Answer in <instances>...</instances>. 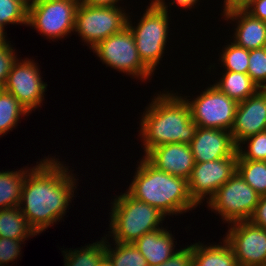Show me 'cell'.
<instances>
[{
	"label": "cell",
	"mask_w": 266,
	"mask_h": 266,
	"mask_svg": "<svg viewBox=\"0 0 266 266\" xmlns=\"http://www.w3.org/2000/svg\"><path fill=\"white\" fill-rule=\"evenodd\" d=\"M44 158L28 168L19 205L37 235L63 219L79 186L73 170L59 158Z\"/></svg>",
	"instance_id": "6da1fadb"
},
{
	"label": "cell",
	"mask_w": 266,
	"mask_h": 266,
	"mask_svg": "<svg viewBox=\"0 0 266 266\" xmlns=\"http://www.w3.org/2000/svg\"><path fill=\"white\" fill-rule=\"evenodd\" d=\"M170 90L161 91L141 115L139 137L144 156L157 146L168 143L190 144L197 124L191 118L186 100Z\"/></svg>",
	"instance_id": "7a4b0ae2"
},
{
	"label": "cell",
	"mask_w": 266,
	"mask_h": 266,
	"mask_svg": "<svg viewBox=\"0 0 266 266\" xmlns=\"http://www.w3.org/2000/svg\"><path fill=\"white\" fill-rule=\"evenodd\" d=\"M141 158L127 189L132 197L157 208L165 216L181 215L197 207L185 178L160 171Z\"/></svg>",
	"instance_id": "3957f363"
},
{
	"label": "cell",
	"mask_w": 266,
	"mask_h": 266,
	"mask_svg": "<svg viewBox=\"0 0 266 266\" xmlns=\"http://www.w3.org/2000/svg\"><path fill=\"white\" fill-rule=\"evenodd\" d=\"M111 204L110 231L106 236L114 242L134 243L144 234L163 228L161 224L166 216L157 208L135 199L127 191L116 195Z\"/></svg>",
	"instance_id": "277c9868"
},
{
	"label": "cell",
	"mask_w": 266,
	"mask_h": 266,
	"mask_svg": "<svg viewBox=\"0 0 266 266\" xmlns=\"http://www.w3.org/2000/svg\"><path fill=\"white\" fill-rule=\"evenodd\" d=\"M142 17L132 24L128 14L127 26L131 30L142 63L154 74L164 57L169 38L170 19L165 0H150Z\"/></svg>",
	"instance_id": "5b68a950"
},
{
	"label": "cell",
	"mask_w": 266,
	"mask_h": 266,
	"mask_svg": "<svg viewBox=\"0 0 266 266\" xmlns=\"http://www.w3.org/2000/svg\"><path fill=\"white\" fill-rule=\"evenodd\" d=\"M91 50L107 67L131 75L133 79L144 82L154 75L140 60L135 38L128 26L102 40Z\"/></svg>",
	"instance_id": "8992f818"
},
{
	"label": "cell",
	"mask_w": 266,
	"mask_h": 266,
	"mask_svg": "<svg viewBox=\"0 0 266 266\" xmlns=\"http://www.w3.org/2000/svg\"><path fill=\"white\" fill-rule=\"evenodd\" d=\"M80 2L81 0H34L28 8L27 27L34 28L49 40H62L74 33L75 14Z\"/></svg>",
	"instance_id": "52a82bcc"
},
{
	"label": "cell",
	"mask_w": 266,
	"mask_h": 266,
	"mask_svg": "<svg viewBox=\"0 0 266 266\" xmlns=\"http://www.w3.org/2000/svg\"><path fill=\"white\" fill-rule=\"evenodd\" d=\"M128 14L124 7H93L81 1L75 14L74 31L91 50L126 27Z\"/></svg>",
	"instance_id": "ba28073f"
},
{
	"label": "cell",
	"mask_w": 266,
	"mask_h": 266,
	"mask_svg": "<svg viewBox=\"0 0 266 266\" xmlns=\"http://www.w3.org/2000/svg\"><path fill=\"white\" fill-rule=\"evenodd\" d=\"M260 195L237 173L225 182L207 202L209 210L221 216L224 223L248 221Z\"/></svg>",
	"instance_id": "9c48e42d"
},
{
	"label": "cell",
	"mask_w": 266,
	"mask_h": 266,
	"mask_svg": "<svg viewBox=\"0 0 266 266\" xmlns=\"http://www.w3.org/2000/svg\"><path fill=\"white\" fill-rule=\"evenodd\" d=\"M208 85L210 86L192 100L188 99L190 96L182 95L189 105L191 118L199 127L230 131L238 103L214 84Z\"/></svg>",
	"instance_id": "30bf717a"
},
{
	"label": "cell",
	"mask_w": 266,
	"mask_h": 266,
	"mask_svg": "<svg viewBox=\"0 0 266 266\" xmlns=\"http://www.w3.org/2000/svg\"><path fill=\"white\" fill-rule=\"evenodd\" d=\"M35 59H17L8 75L4 90L15 96L31 114L42 107L47 84L42 80L39 65ZM42 103V104H41Z\"/></svg>",
	"instance_id": "8fae6325"
},
{
	"label": "cell",
	"mask_w": 266,
	"mask_h": 266,
	"mask_svg": "<svg viewBox=\"0 0 266 266\" xmlns=\"http://www.w3.org/2000/svg\"><path fill=\"white\" fill-rule=\"evenodd\" d=\"M237 158H220L214 161L195 162L188 181L189 195L199 206L214 196L215 192L236 172Z\"/></svg>",
	"instance_id": "7c38bea8"
},
{
	"label": "cell",
	"mask_w": 266,
	"mask_h": 266,
	"mask_svg": "<svg viewBox=\"0 0 266 266\" xmlns=\"http://www.w3.org/2000/svg\"><path fill=\"white\" fill-rule=\"evenodd\" d=\"M224 239L231 245L239 266H266L265 229L238 221L228 224Z\"/></svg>",
	"instance_id": "4fadbf2b"
},
{
	"label": "cell",
	"mask_w": 266,
	"mask_h": 266,
	"mask_svg": "<svg viewBox=\"0 0 266 266\" xmlns=\"http://www.w3.org/2000/svg\"><path fill=\"white\" fill-rule=\"evenodd\" d=\"M264 131H266V92L259 89L254 95L238 103L230 132L234 144L238 147L245 139Z\"/></svg>",
	"instance_id": "5bb4252c"
},
{
	"label": "cell",
	"mask_w": 266,
	"mask_h": 266,
	"mask_svg": "<svg viewBox=\"0 0 266 266\" xmlns=\"http://www.w3.org/2000/svg\"><path fill=\"white\" fill-rule=\"evenodd\" d=\"M189 145L195 162L238 158L237 146L228 130L197 126L194 138Z\"/></svg>",
	"instance_id": "9a60e30c"
},
{
	"label": "cell",
	"mask_w": 266,
	"mask_h": 266,
	"mask_svg": "<svg viewBox=\"0 0 266 266\" xmlns=\"http://www.w3.org/2000/svg\"><path fill=\"white\" fill-rule=\"evenodd\" d=\"M160 171L189 179L194 168V157L189 144L168 143L152 148L143 156Z\"/></svg>",
	"instance_id": "2e32d148"
},
{
	"label": "cell",
	"mask_w": 266,
	"mask_h": 266,
	"mask_svg": "<svg viewBox=\"0 0 266 266\" xmlns=\"http://www.w3.org/2000/svg\"><path fill=\"white\" fill-rule=\"evenodd\" d=\"M223 20L235 24L233 40L235 44L247 50L266 47V22L253 17L246 10L235 11L222 16Z\"/></svg>",
	"instance_id": "e0dca14e"
},
{
	"label": "cell",
	"mask_w": 266,
	"mask_h": 266,
	"mask_svg": "<svg viewBox=\"0 0 266 266\" xmlns=\"http://www.w3.org/2000/svg\"><path fill=\"white\" fill-rule=\"evenodd\" d=\"M174 240L171 231L163 227L144 234L133 244L145 257L147 264L155 266L164 263L176 252L177 243Z\"/></svg>",
	"instance_id": "ac0fdd59"
},
{
	"label": "cell",
	"mask_w": 266,
	"mask_h": 266,
	"mask_svg": "<svg viewBox=\"0 0 266 266\" xmlns=\"http://www.w3.org/2000/svg\"><path fill=\"white\" fill-rule=\"evenodd\" d=\"M222 242L216 245L193 243V263L196 266H239L231 245L224 237Z\"/></svg>",
	"instance_id": "d6986e66"
},
{
	"label": "cell",
	"mask_w": 266,
	"mask_h": 266,
	"mask_svg": "<svg viewBox=\"0 0 266 266\" xmlns=\"http://www.w3.org/2000/svg\"><path fill=\"white\" fill-rule=\"evenodd\" d=\"M222 72H224L222 77L218 78L219 81H216L214 85L237 103L246 100L259 90L247 73L223 70Z\"/></svg>",
	"instance_id": "ffe728a7"
},
{
	"label": "cell",
	"mask_w": 266,
	"mask_h": 266,
	"mask_svg": "<svg viewBox=\"0 0 266 266\" xmlns=\"http://www.w3.org/2000/svg\"><path fill=\"white\" fill-rule=\"evenodd\" d=\"M35 235L19 206L0 209V237L26 241Z\"/></svg>",
	"instance_id": "44dd1931"
},
{
	"label": "cell",
	"mask_w": 266,
	"mask_h": 266,
	"mask_svg": "<svg viewBox=\"0 0 266 266\" xmlns=\"http://www.w3.org/2000/svg\"><path fill=\"white\" fill-rule=\"evenodd\" d=\"M28 174V167L11 171H0V209L20 205L23 183Z\"/></svg>",
	"instance_id": "7402d4cb"
},
{
	"label": "cell",
	"mask_w": 266,
	"mask_h": 266,
	"mask_svg": "<svg viewBox=\"0 0 266 266\" xmlns=\"http://www.w3.org/2000/svg\"><path fill=\"white\" fill-rule=\"evenodd\" d=\"M30 113L11 93L0 89V137L6 135L13 128L18 126L22 116H29Z\"/></svg>",
	"instance_id": "603a6c76"
},
{
	"label": "cell",
	"mask_w": 266,
	"mask_h": 266,
	"mask_svg": "<svg viewBox=\"0 0 266 266\" xmlns=\"http://www.w3.org/2000/svg\"><path fill=\"white\" fill-rule=\"evenodd\" d=\"M64 249V266H98L105 256V236L101 240L84 247L71 250Z\"/></svg>",
	"instance_id": "cb8c5ba5"
},
{
	"label": "cell",
	"mask_w": 266,
	"mask_h": 266,
	"mask_svg": "<svg viewBox=\"0 0 266 266\" xmlns=\"http://www.w3.org/2000/svg\"><path fill=\"white\" fill-rule=\"evenodd\" d=\"M105 236V255L114 266H148L145 257L140 253L133 243L108 242ZM113 245L114 248L111 246Z\"/></svg>",
	"instance_id": "d4e9b609"
},
{
	"label": "cell",
	"mask_w": 266,
	"mask_h": 266,
	"mask_svg": "<svg viewBox=\"0 0 266 266\" xmlns=\"http://www.w3.org/2000/svg\"><path fill=\"white\" fill-rule=\"evenodd\" d=\"M236 172L260 196L266 195V161L237 160Z\"/></svg>",
	"instance_id": "484cf974"
},
{
	"label": "cell",
	"mask_w": 266,
	"mask_h": 266,
	"mask_svg": "<svg viewBox=\"0 0 266 266\" xmlns=\"http://www.w3.org/2000/svg\"><path fill=\"white\" fill-rule=\"evenodd\" d=\"M218 61L224 71L247 73L249 65V50L238 46L234 42L224 45Z\"/></svg>",
	"instance_id": "4316f807"
},
{
	"label": "cell",
	"mask_w": 266,
	"mask_h": 266,
	"mask_svg": "<svg viewBox=\"0 0 266 266\" xmlns=\"http://www.w3.org/2000/svg\"><path fill=\"white\" fill-rule=\"evenodd\" d=\"M246 143L247 146L245 145ZM237 153V160L266 161V131L242 141L237 147Z\"/></svg>",
	"instance_id": "83f0119b"
},
{
	"label": "cell",
	"mask_w": 266,
	"mask_h": 266,
	"mask_svg": "<svg viewBox=\"0 0 266 266\" xmlns=\"http://www.w3.org/2000/svg\"><path fill=\"white\" fill-rule=\"evenodd\" d=\"M28 8L18 0H0V26L27 25ZM8 24V25H6Z\"/></svg>",
	"instance_id": "f1b7e54d"
},
{
	"label": "cell",
	"mask_w": 266,
	"mask_h": 266,
	"mask_svg": "<svg viewBox=\"0 0 266 266\" xmlns=\"http://www.w3.org/2000/svg\"><path fill=\"white\" fill-rule=\"evenodd\" d=\"M247 74L259 89H263L266 85V47L249 51Z\"/></svg>",
	"instance_id": "f546056e"
},
{
	"label": "cell",
	"mask_w": 266,
	"mask_h": 266,
	"mask_svg": "<svg viewBox=\"0 0 266 266\" xmlns=\"http://www.w3.org/2000/svg\"><path fill=\"white\" fill-rule=\"evenodd\" d=\"M10 42L0 45V89L5 86L12 66L18 59Z\"/></svg>",
	"instance_id": "4dcf8cb0"
},
{
	"label": "cell",
	"mask_w": 266,
	"mask_h": 266,
	"mask_svg": "<svg viewBox=\"0 0 266 266\" xmlns=\"http://www.w3.org/2000/svg\"><path fill=\"white\" fill-rule=\"evenodd\" d=\"M23 240L0 237V266H8L9 262L16 261L21 257V245Z\"/></svg>",
	"instance_id": "1f68e13d"
},
{
	"label": "cell",
	"mask_w": 266,
	"mask_h": 266,
	"mask_svg": "<svg viewBox=\"0 0 266 266\" xmlns=\"http://www.w3.org/2000/svg\"><path fill=\"white\" fill-rule=\"evenodd\" d=\"M193 263V244L180 248L164 263L155 266H191ZM151 266V265H148Z\"/></svg>",
	"instance_id": "d6a6232c"
},
{
	"label": "cell",
	"mask_w": 266,
	"mask_h": 266,
	"mask_svg": "<svg viewBox=\"0 0 266 266\" xmlns=\"http://www.w3.org/2000/svg\"><path fill=\"white\" fill-rule=\"evenodd\" d=\"M248 221L266 230V195L259 197L258 204Z\"/></svg>",
	"instance_id": "836d02e7"
},
{
	"label": "cell",
	"mask_w": 266,
	"mask_h": 266,
	"mask_svg": "<svg viewBox=\"0 0 266 266\" xmlns=\"http://www.w3.org/2000/svg\"><path fill=\"white\" fill-rule=\"evenodd\" d=\"M254 0H224L222 16L235 11L246 10Z\"/></svg>",
	"instance_id": "e575fe53"
},
{
	"label": "cell",
	"mask_w": 266,
	"mask_h": 266,
	"mask_svg": "<svg viewBox=\"0 0 266 266\" xmlns=\"http://www.w3.org/2000/svg\"><path fill=\"white\" fill-rule=\"evenodd\" d=\"M246 11L253 17L266 22V0H254Z\"/></svg>",
	"instance_id": "d590c367"
},
{
	"label": "cell",
	"mask_w": 266,
	"mask_h": 266,
	"mask_svg": "<svg viewBox=\"0 0 266 266\" xmlns=\"http://www.w3.org/2000/svg\"><path fill=\"white\" fill-rule=\"evenodd\" d=\"M81 1L84 4L93 7H121L119 5V2L122 0H81Z\"/></svg>",
	"instance_id": "8d00e7d4"
},
{
	"label": "cell",
	"mask_w": 266,
	"mask_h": 266,
	"mask_svg": "<svg viewBox=\"0 0 266 266\" xmlns=\"http://www.w3.org/2000/svg\"><path fill=\"white\" fill-rule=\"evenodd\" d=\"M200 2L199 0H171V2L169 4V6H173V5H178L179 7L181 8H185V11H186V8H194L196 6V4Z\"/></svg>",
	"instance_id": "74e56055"
},
{
	"label": "cell",
	"mask_w": 266,
	"mask_h": 266,
	"mask_svg": "<svg viewBox=\"0 0 266 266\" xmlns=\"http://www.w3.org/2000/svg\"><path fill=\"white\" fill-rule=\"evenodd\" d=\"M6 37H7V32H5V29L0 26V45L6 44L9 42V40L7 41Z\"/></svg>",
	"instance_id": "f35d334b"
},
{
	"label": "cell",
	"mask_w": 266,
	"mask_h": 266,
	"mask_svg": "<svg viewBox=\"0 0 266 266\" xmlns=\"http://www.w3.org/2000/svg\"><path fill=\"white\" fill-rule=\"evenodd\" d=\"M98 266H114L110 259L105 255L99 262Z\"/></svg>",
	"instance_id": "ab89813d"
},
{
	"label": "cell",
	"mask_w": 266,
	"mask_h": 266,
	"mask_svg": "<svg viewBox=\"0 0 266 266\" xmlns=\"http://www.w3.org/2000/svg\"><path fill=\"white\" fill-rule=\"evenodd\" d=\"M19 2L23 3L27 8L31 6L34 0H18Z\"/></svg>",
	"instance_id": "60d3db41"
}]
</instances>
